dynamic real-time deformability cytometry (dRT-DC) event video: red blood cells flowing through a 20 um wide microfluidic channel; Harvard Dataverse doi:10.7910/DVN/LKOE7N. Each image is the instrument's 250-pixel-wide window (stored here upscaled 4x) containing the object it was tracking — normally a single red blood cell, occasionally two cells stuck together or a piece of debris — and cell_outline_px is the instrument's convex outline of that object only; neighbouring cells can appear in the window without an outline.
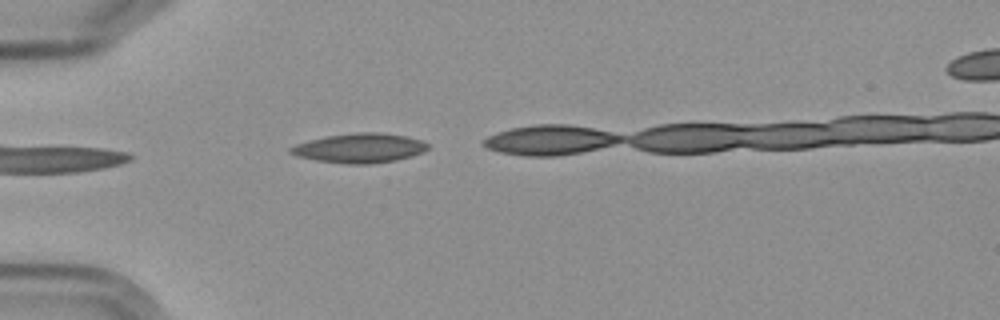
{"species": "Egyptian fruit bat (a non-hibernating species)", "species_latin": "Rousettus aegyptiacus", "temperature_condition": "cold", "stored_images_in_passage": 3, "camera_frame_rate_fps": 3000, "um_per_image_px": 0.085, "frame": {"image": 1, "passage_image": 1, "time_ms": 0.0, "image_size_px": [1000, 320], "cell_outline_px": [[428, 148], [424, 152], [412, 156], [396, 160], [368, 164], [348, 164], [316, 160], [296, 156], [288, 152], [288, 148], [296, 144], [328, 136], [356, 132], [380, 132], [404, 136], [420, 140], [428, 144]], "centroid_in_image_um": [30.57, 12.59], "position_along_channel_um": 54.4, "area_um2": 23.41}}